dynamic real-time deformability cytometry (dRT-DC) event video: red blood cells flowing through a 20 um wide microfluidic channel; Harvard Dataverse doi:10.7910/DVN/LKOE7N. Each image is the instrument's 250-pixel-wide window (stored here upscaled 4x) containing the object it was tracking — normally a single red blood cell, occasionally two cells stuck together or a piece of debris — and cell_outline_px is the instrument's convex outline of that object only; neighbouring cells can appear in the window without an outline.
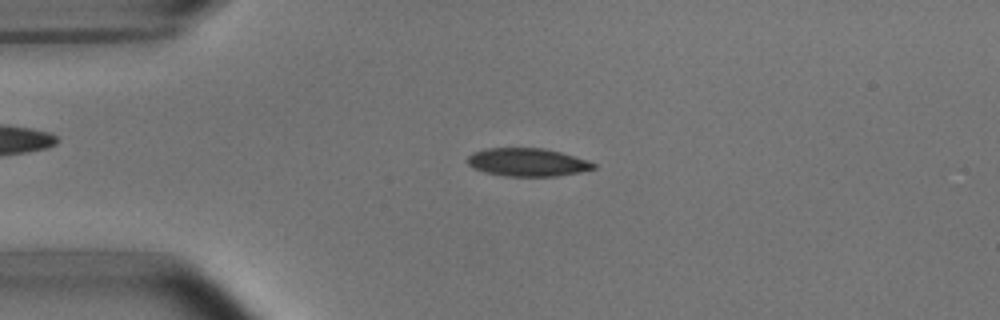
{"species": "common noctule bat (a hibernating species)", "species_latin": "Nyctalus noctula", "temperature_condition": "room temperature", "stored_images_in_passage": 3, "camera_frame_rate_fps": 3000, "um_per_image_px": 0.085, "animal": {"sex": "male", "body_mass_g": 15.6}, "frame": {"image": 1, "passage_image": 2, "time_ms": 1.333, "image_size_px": [1000, 320], "cell_outline_px": [[596, 168], [580, 172], [556, 176], [504, 176], [484, 172], [472, 168], [468, 164], [468, 156], [472, 152], [484, 148], [544, 148], [560, 152], [588, 160], [596, 164]], "centroid_in_image_um": [44.81, 13.79], "position_along_channel_um": 40.2, "area_um2": 20.75}}